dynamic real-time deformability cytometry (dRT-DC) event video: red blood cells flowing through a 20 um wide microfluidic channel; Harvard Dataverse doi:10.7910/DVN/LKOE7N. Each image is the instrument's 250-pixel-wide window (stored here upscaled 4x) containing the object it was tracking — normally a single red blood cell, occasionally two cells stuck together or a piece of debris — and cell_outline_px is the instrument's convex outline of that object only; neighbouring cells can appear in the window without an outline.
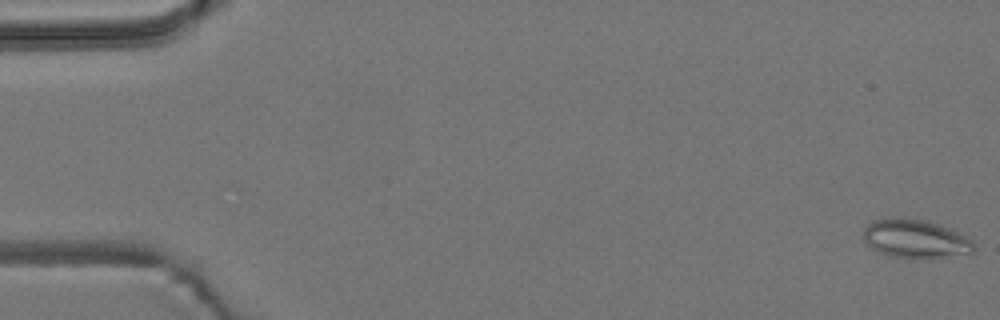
{"species": "common noctule bat (a hibernating species)", "species_latin": "Nyctalus noctula", "temperature_condition": "room temperature", "stored_images_in_passage": 57, "camera_frame_rate_fps": 3000, "um_per_image_px": 0.085, "animal": {"sex": "male", "body_mass_g": 19.2, "forearm_length_mm": 51.8}, "frame": {"image": 1, "passage_image": 1, "time_ms": 0.0, "image_size_px": [1000, 320], "cell_outline_px": [[976, 248], [972, 252], [940, 256], [892, 256], [876, 252], [864, 240], [864, 228], [872, 220], [896, 216], [908, 216], [924, 220], [936, 224], [968, 236], [972, 240]], "centroid_in_image_um": [77.75, 20.23], "position_along_channel_um": 7.2, "area_um2": 24.39}}
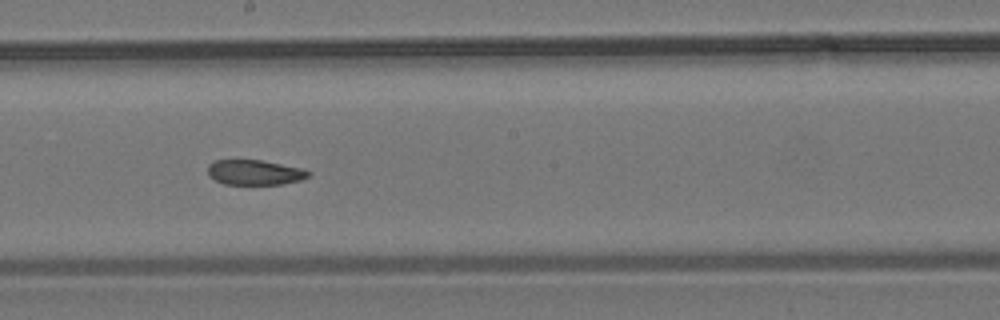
{"frame": {"image": 2, "passage_image": 31, "time_ms": 10.0, "image_size_px": [1000, 320], "cell_outline_px": [[312, 172], [308, 176], [300, 180], [284, 184], [224, 184], [208, 176], [208, 164], [216, 160], [260, 160], [304, 168]], "centroid_in_image_um": [21.66, 14.65], "position_along_channel_um": 226.5, "area_um2": 14.74}}
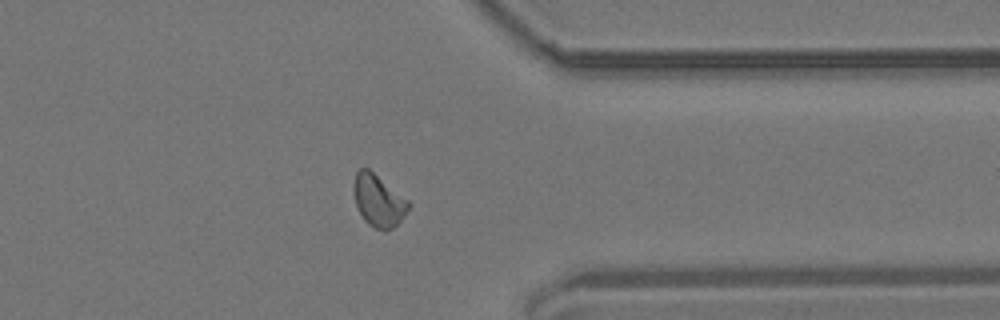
{"frame": {"image": 3, "passage_image": 44, "time_ms": 14.333, "image_size_px": [1000, 320], "cell_outline_px": [[412, 204], [400, 220], [392, 228], [384, 232], [372, 228], [364, 220], [356, 204], [352, 188], [352, 184], [356, 172], [360, 168], [368, 168], [408, 200]], "centroid_in_image_um": [32.14, 17.06], "position_along_channel_um": 379.3, "area_um2": 16.65}, "authors_computed_cell_mechanics": {"area_um2": 16.3574, "velocity_mm_per_s": 3.7251, "shape_relaxation_time_tau1_ms": null, "shape_relaxation_time_tau2_ms": 4.1549, "deformation_change_tau1": null, "deformation_change_tau2": 0.1012}}